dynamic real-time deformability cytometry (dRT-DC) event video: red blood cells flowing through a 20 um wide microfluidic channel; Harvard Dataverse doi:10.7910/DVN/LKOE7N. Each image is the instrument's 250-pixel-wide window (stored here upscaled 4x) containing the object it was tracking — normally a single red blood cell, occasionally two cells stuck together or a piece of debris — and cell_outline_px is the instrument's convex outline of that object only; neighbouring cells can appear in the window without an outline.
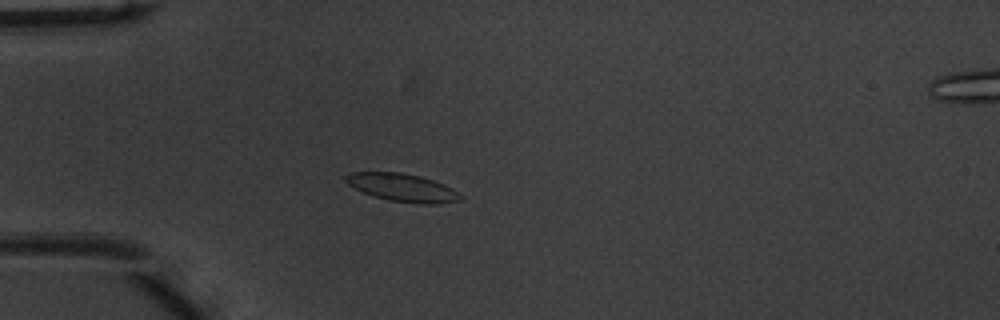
{"species": "common noctule bat (a hibernating species)", "species_latin": "Nyctalus noctula", "temperature_condition": "warm", "stored_images_in_passage": 53, "camera_frame_rate_fps": 3000, "um_per_image_px": 0.085, "animal": {"sex": "male", "body_mass_g": 20.1, "forearm_length_mm": 53.5}, "frame": {"image": 1, "passage_image": 16, "time_ms": 5.0, "image_size_px": [1000, 320], "cell_outline_px": [[460, 200], [436, 204], [420, 204], [388, 200], [372, 196], [348, 184], [344, 180], [344, 176], [352, 172], [400, 172], [420, 176], [444, 184], [452, 188], [460, 196]], "centroid_in_image_um": [34.17, 15.94], "position_along_channel_um": 50.8, "area_um2": 18.5}}
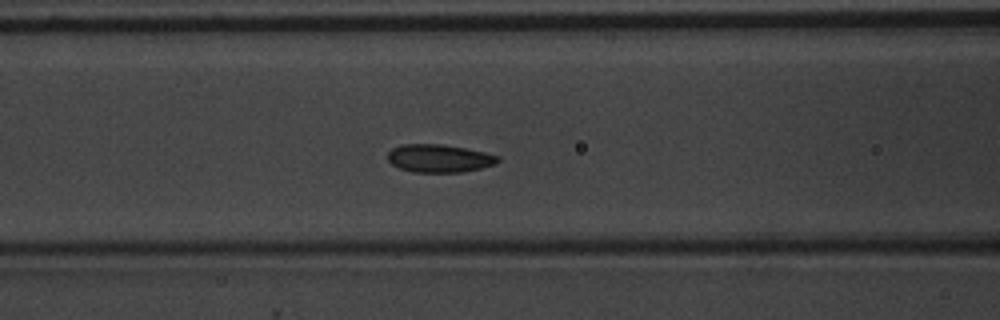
{"frame": {"image": 2, "passage_image": 23, "time_ms": 7.333, "image_size_px": [1000, 320], "cell_outline_px": [[500, 160], [496, 164], [480, 168], [460, 172], [412, 172], [400, 168], [392, 164], [388, 160], [388, 152], [392, 148], [404, 144], [440, 144], [464, 148], [484, 152], [500, 156]], "centroid_in_image_um": [37.33, 13.46], "position_along_channel_um": 129.3, "area_um2": 17.86}}
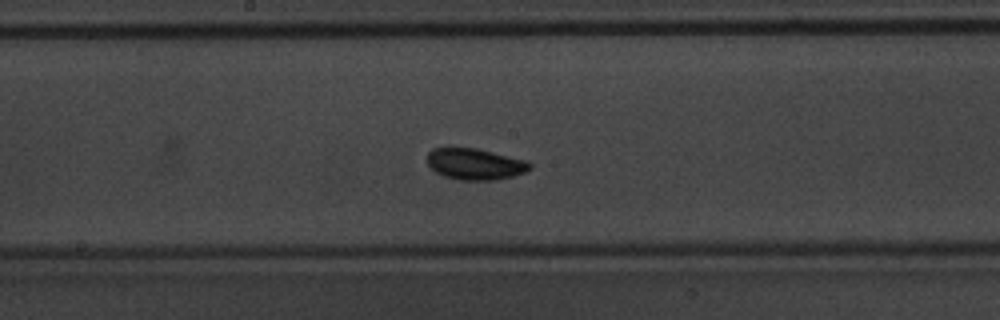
{"frame": {"image": 3, "passage_image": 29, "time_ms": 9.333, "image_size_px": [1000, 320], "cell_outline_px": [[532, 168], [524, 172], [512, 176], [496, 180], [460, 180], [444, 176], [436, 172], [428, 164], [428, 152], [432, 148], [476, 148], [528, 160], [532, 164]], "centroid_in_image_um": [40.41, 13.94], "position_along_channel_um": 207.8, "area_um2": 18.73}, "authors_computed_cell_mechanics": {"area_um2": 17.8602, "velocity_mm_per_s": 3.9425, "shape_relaxation_time_tau1_ms": 1.9687, "shape_relaxation_time_tau2_ms": 1.3482, "deformation_change_tau1": 0.0888, "deformation_change_tau2": 0.0713}}